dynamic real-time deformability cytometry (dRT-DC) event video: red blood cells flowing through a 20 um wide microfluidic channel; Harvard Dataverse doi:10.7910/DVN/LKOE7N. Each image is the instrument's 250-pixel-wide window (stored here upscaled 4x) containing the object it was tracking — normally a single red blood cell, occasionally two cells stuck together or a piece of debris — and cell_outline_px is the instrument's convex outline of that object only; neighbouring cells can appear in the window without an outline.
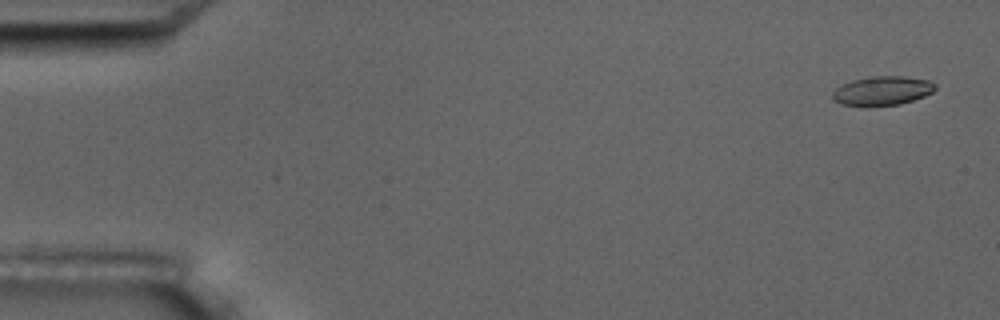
{"species": "common noctule bat (a hibernating species)", "species_latin": "Nyctalus noctula", "temperature_condition": "room temperature", "stored_images_in_passage": 5, "camera_frame_rate_fps": 3000, "um_per_image_px": 0.085, "animal": {"sex": "male", "body_mass_g": 17.5, "forearm_length_mm": 52.3}, "frame": {"image": 1, "passage_image": 1, "time_ms": 0.0, "image_size_px": [1000, 320], "cell_outline_px": [[936, 88], [932, 92], [924, 96], [900, 104], [840, 104], [832, 100], [832, 92], [836, 88], [852, 80], [876, 76], [904, 76], [928, 80], [936, 84]], "centroid_in_image_um": [75.02, 7.69], "position_along_channel_um": 10.0, "area_um2": 16.88}}
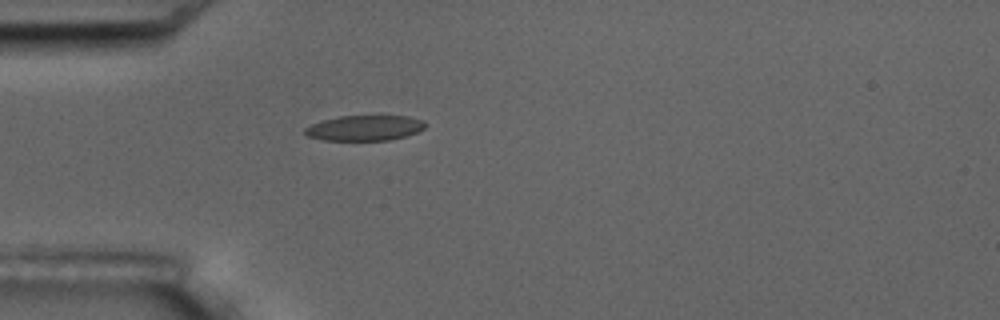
{"frame": {"image": 2, "passage_image": 5, "time_ms": 4.667, "image_size_px": [1000, 320], "cell_outline_px": [[424, 128], [416, 132], [404, 136], [388, 140], [324, 140], [308, 136], [304, 132], [304, 128], [312, 124], [324, 120], [340, 116], [408, 116], [424, 120]], "centroid_in_image_um": [30.98, 10.87], "position_along_channel_um": 54.0, "area_um2": 17.51}}